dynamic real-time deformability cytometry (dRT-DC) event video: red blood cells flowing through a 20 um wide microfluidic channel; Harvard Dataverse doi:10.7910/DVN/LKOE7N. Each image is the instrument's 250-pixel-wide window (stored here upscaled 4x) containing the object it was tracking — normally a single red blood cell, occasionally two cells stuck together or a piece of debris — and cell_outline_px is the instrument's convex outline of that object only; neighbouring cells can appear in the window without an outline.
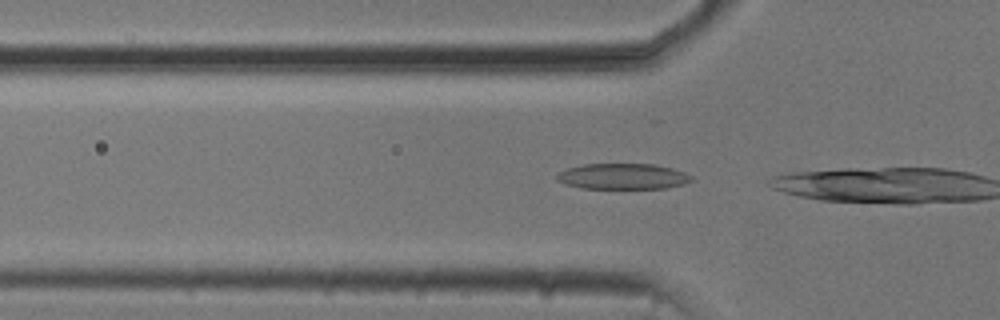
{"species": "common noctule bat (a hibernating species)", "species_latin": "Nyctalus noctula", "temperature_condition": "cold", "stored_images_in_passage": 3, "camera_frame_rate_fps": 3000, "um_per_image_px": 0.085, "animal": {"sex": "male", "body_mass_g": 20.5, "forearm_length_mm": 52.5}, "frame": {"image": 1, "passage_image": 2, "time_ms": 0.333, "image_size_px": [1000, 320], "cell_outline_px": [[692, 180], [684, 184], [668, 188], [580, 188], [556, 180], [556, 176], [560, 172], [568, 168], [584, 164], [656, 164], [672, 168], [684, 172], [692, 176]], "centroid_in_image_um": [52.97, 14.99], "position_along_channel_um": 72.8, "area_um2": 20.11}}